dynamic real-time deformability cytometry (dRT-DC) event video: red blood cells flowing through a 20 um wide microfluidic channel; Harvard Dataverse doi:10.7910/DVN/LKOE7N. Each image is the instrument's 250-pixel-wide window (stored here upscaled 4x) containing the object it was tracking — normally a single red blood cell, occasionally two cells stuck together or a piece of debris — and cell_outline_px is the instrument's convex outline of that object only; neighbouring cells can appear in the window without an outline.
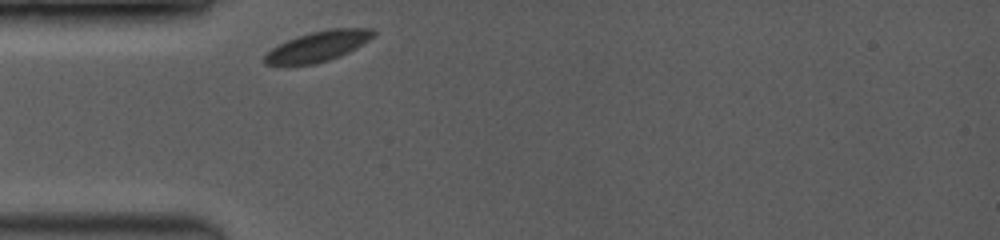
{"species": "common noctule bat (a hibernating species)", "species_latin": "Nyctalus noctula", "temperature_condition": "room temperature", "stored_images_in_passage": 5, "camera_frame_rate_fps": 3500, "um_per_image_px": 0.085, "animal": {"sex": "female", "body_mass_g": 19.0, "forearm_length_mm": 53.3}, "frame": {"image": 1, "passage_image": 1, "time_ms": 0.0, "image_size_px": [1000, 240], "cell_outline_px": [[376, 36], [356, 48], [340, 56], [316, 64], [264, 64], [264, 56], [272, 48], [288, 40], [312, 32], [328, 28], [372, 28], [376, 32]], "centroid_in_image_um": [27.1, 3.92], "position_along_channel_um": 57.9, "area_um2": 18.96}}
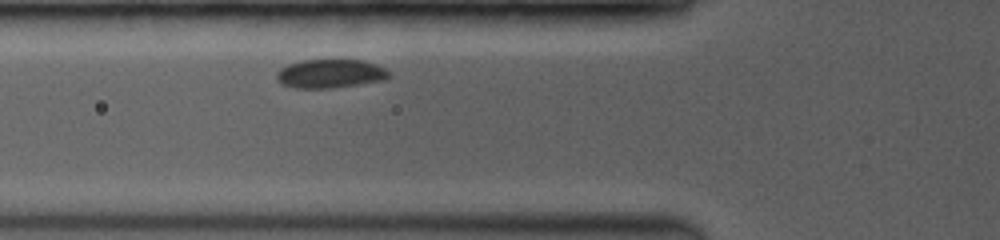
{"frame": {"image": 2, "passage_image": 3, "time_ms": 1.143, "image_size_px": [1000, 240], "cell_outline_px": [[392, 76], [384, 80], [332, 88], [292, 88], [280, 84], [276, 80], [276, 72], [280, 68], [288, 64], [304, 60], [364, 60], [376, 64], [392, 72]], "centroid_in_image_um": [28.06, 6.26], "position_along_channel_um": 97.7, "area_um2": 19.07}}
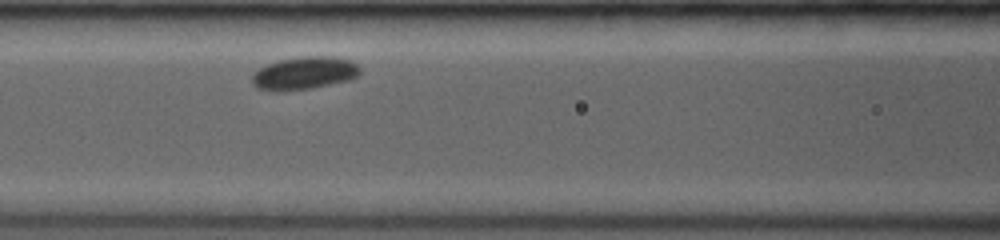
{"frame": {"image": 3, "passage_image": 5, "time_ms": 2.286, "image_size_px": [1000, 240], "cell_outline_px": [[360, 72], [356, 76], [348, 80], [312, 88], [280, 92], [276, 92], [256, 88], [252, 84], [252, 72], [268, 64], [280, 60], [304, 56], [332, 56], [352, 60], [360, 68]], "centroid_in_image_um": [25.83, 6.22], "position_along_channel_um": 140.8, "area_um2": 20.75}}